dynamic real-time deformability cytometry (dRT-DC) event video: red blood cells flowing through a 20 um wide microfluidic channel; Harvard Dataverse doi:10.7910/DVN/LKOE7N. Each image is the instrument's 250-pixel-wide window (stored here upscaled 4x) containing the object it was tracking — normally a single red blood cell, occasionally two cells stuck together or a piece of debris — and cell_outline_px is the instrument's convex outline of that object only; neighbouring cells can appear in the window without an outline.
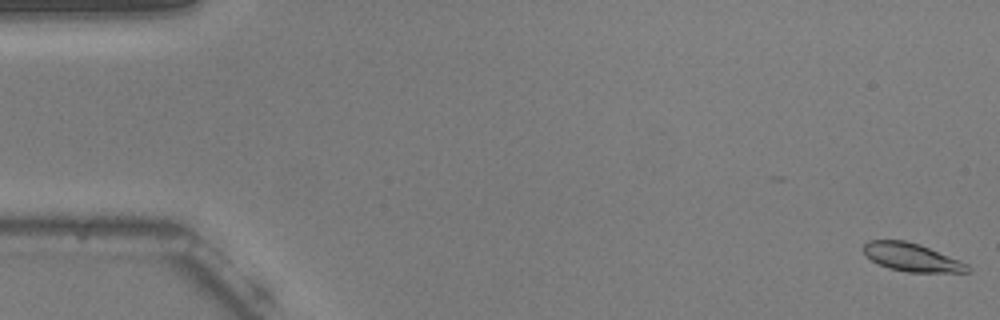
{"species": "common noctule bat (a hibernating species)", "species_latin": "Nyctalus noctula", "temperature_condition": "warm", "stored_images_in_passage": 48, "camera_frame_rate_fps": 3000, "um_per_image_px": 0.085, "animal": {"sex": "male", "body_mass_g": 20.5, "forearm_length_mm": 52.5}, "frame": {"image": 1, "passage_image": 1, "time_ms": 0.0, "image_size_px": [1000, 320], "cell_outline_px": [[972, 268], [968, 272], [908, 272], [888, 268], [872, 260], [864, 252], [864, 244], [868, 240], [904, 240], [920, 244], [960, 260], [968, 264]], "centroid_in_image_um": [77.53, 21.87], "position_along_channel_um": 7.5, "area_um2": 16.99}}
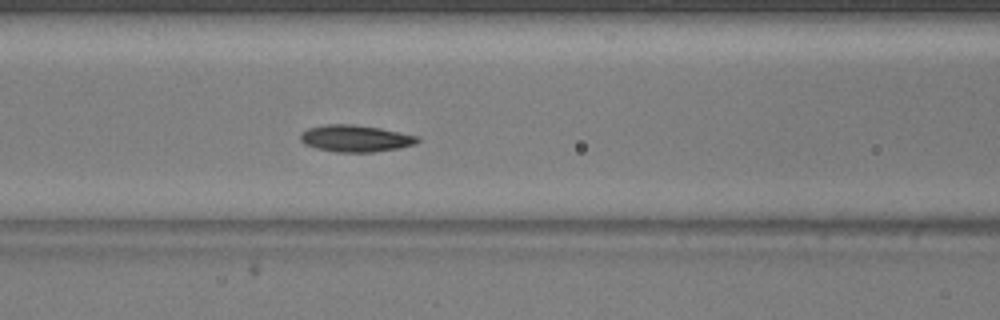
{"frame": {"image": 2, "passage_image": 23, "time_ms": 7.333, "image_size_px": [1000, 320], "cell_outline_px": [[420, 140], [416, 144], [400, 148], [372, 152], [336, 152], [316, 148], [304, 144], [300, 140], [300, 132], [308, 128], [324, 124], [352, 124], [380, 128], [420, 136]], "centroid_in_image_um": [30.22, 11.76], "position_along_channel_um": 136.4, "area_um2": 18.5}}
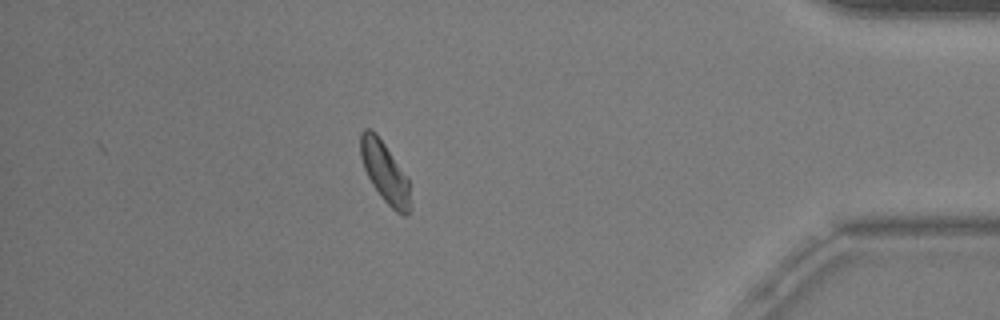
{"frame": {"image": 3, "passage_image": 48, "time_ms": 15.667, "image_size_px": [1000, 320], "cell_outline_px": [[408, 212], [404, 216], [396, 212], [380, 196], [372, 184], [364, 168], [360, 156], [360, 132], [364, 128], [368, 128], [376, 132], [408, 176]], "centroid_in_image_um": [32.67, 14.57], "position_along_channel_um": 402.5, "area_um2": 17.4}, "authors_computed_cell_mechanics": {"area_um2": 17.4556, "velocity_mm_per_s": 3.7209, "shape_relaxation_time_tau1_ms": 2.6886, "shape_relaxation_time_tau2_ms": null, "deformation_change_tau1": 0.1117, "deformation_change_tau2": null}}